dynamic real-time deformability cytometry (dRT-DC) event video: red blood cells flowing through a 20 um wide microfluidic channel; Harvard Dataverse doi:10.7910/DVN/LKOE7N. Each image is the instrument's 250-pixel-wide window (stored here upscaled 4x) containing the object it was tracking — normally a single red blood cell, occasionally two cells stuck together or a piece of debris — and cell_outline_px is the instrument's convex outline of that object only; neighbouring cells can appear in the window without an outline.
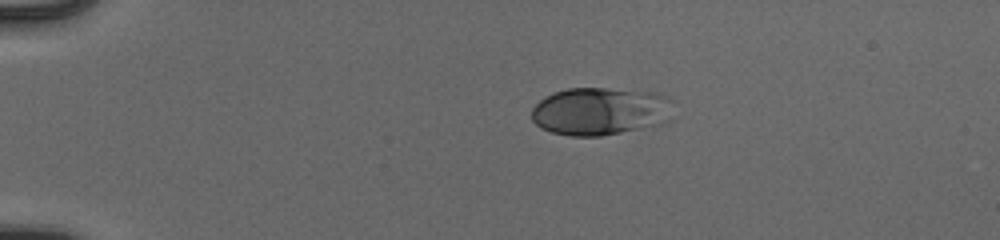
{"species": "human", "species_latin": "Homo sapiens", "temperature_condition": "cold", "stored_images_in_passage": 43, "camera_frame_rate_fps": 3000, "um_per_image_px": 0.085, "donor": {"sex": "male"}, "frame": {"image": 1, "passage_image": 1, "time_ms": 0.0, "image_size_px": [1000, 240], "cell_outline_px": [[672, 120], [660, 124], [600, 136], [572, 136], [552, 132], [540, 128], [532, 120], [532, 108], [544, 96], [552, 92], [568, 88], [604, 88], [656, 92], [672, 100]], "centroid_in_image_um": [51.03, 9.45], "position_along_channel_um": 34.0, "area_um2": 39.77}}
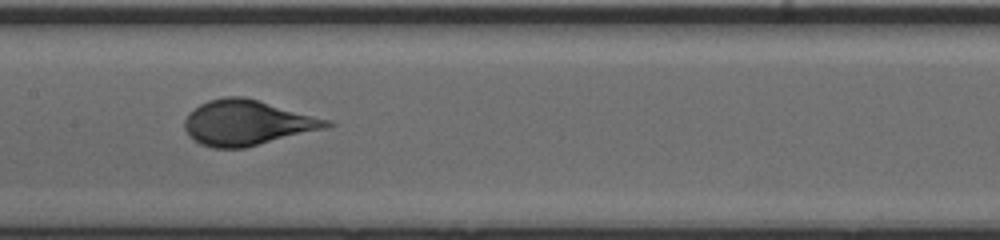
{"frame": {"image": 2, "passage_image": 18, "time_ms": 5.667, "image_size_px": [1000, 240], "cell_outline_px": [[336, 124], [324, 128], [244, 148], [212, 148], [200, 144], [188, 136], [184, 128], [184, 120], [188, 112], [200, 104], [208, 100], [224, 96], [244, 96], [332, 120]], "centroid_in_image_um": [20.97, 10.42], "position_along_channel_um": 186.4, "area_um2": 37.51}}
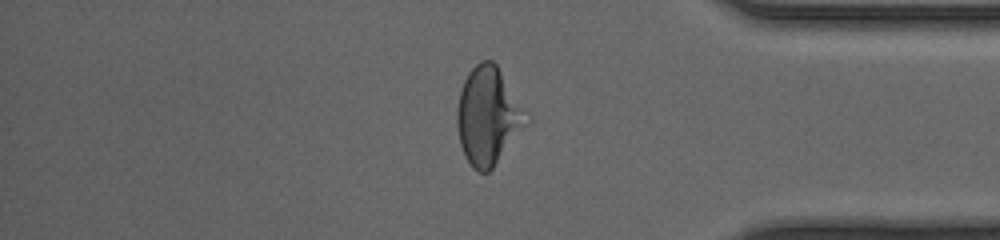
{"frame": {"image": 3, "passage_image": 35, "time_ms": 11.333, "image_size_px": [1000, 240], "cell_outline_px": [[516, 124], [492, 168], [488, 172], [480, 172], [472, 168], [460, 144], [456, 124], [456, 112], [460, 92], [464, 80], [468, 72], [480, 60], [492, 60], [496, 64], [500, 72], [512, 108]], "centroid_in_image_um": [41.14, 9.84], "position_along_channel_um": 394.1, "area_um2": 33.93}}